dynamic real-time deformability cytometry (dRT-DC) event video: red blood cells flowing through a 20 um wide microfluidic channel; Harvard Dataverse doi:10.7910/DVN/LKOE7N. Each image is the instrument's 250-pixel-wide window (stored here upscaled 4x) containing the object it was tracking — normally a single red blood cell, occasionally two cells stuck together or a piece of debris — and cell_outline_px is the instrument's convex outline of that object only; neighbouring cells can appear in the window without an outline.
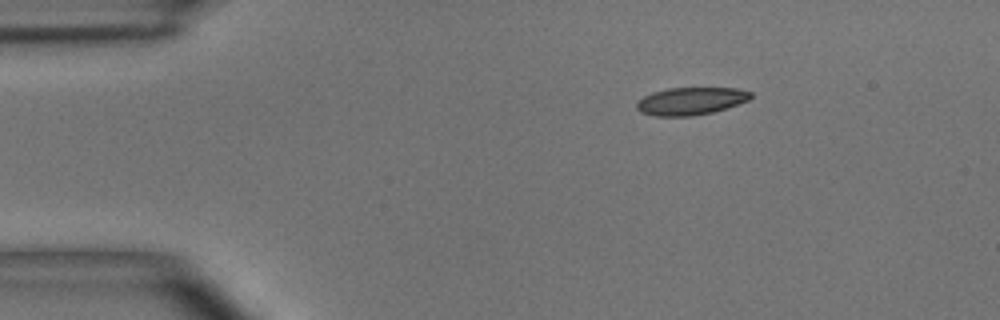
{"species": "common noctule bat (a hibernating species)", "species_latin": "Nyctalus noctula", "temperature_condition": "room temperature", "stored_images_in_passage": 3, "camera_frame_rate_fps": 3000, "um_per_image_px": 0.085, "animal": {"sex": "male", "body_mass_g": 15.6}, "frame": {"image": 1, "passage_image": 1, "time_ms": 0.0, "image_size_px": [1000, 320], "cell_outline_px": [[752, 96], [748, 100], [728, 108], [712, 112], [692, 116], [656, 116], [640, 112], [636, 108], [636, 104], [644, 96], [652, 92], [668, 88], [736, 88], [752, 92]], "centroid_in_image_um": [58.72, 8.59], "position_along_channel_um": 26.3, "area_um2": 18.32}}
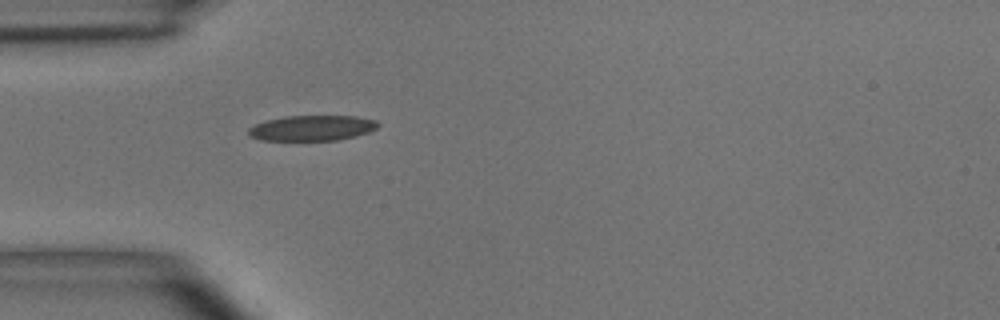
{"frame": {"image": 2, "passage_image": 3, "time_ms": 2.333, "image_size_px": [1000, 320], "cell_outline_px": [[380, 124], [376, 128], [368, 132], [356, 136], [336, 140], [260, 140], [252, 136], [248, 132], [248, 128], [256, 124], [268, 120], [284, 116], [356, 116], [376, 120]], "centroid_in_image_um": [26.55, 10.88], "position_along_channel_um": 58.5, "area_um2": 19.02}}